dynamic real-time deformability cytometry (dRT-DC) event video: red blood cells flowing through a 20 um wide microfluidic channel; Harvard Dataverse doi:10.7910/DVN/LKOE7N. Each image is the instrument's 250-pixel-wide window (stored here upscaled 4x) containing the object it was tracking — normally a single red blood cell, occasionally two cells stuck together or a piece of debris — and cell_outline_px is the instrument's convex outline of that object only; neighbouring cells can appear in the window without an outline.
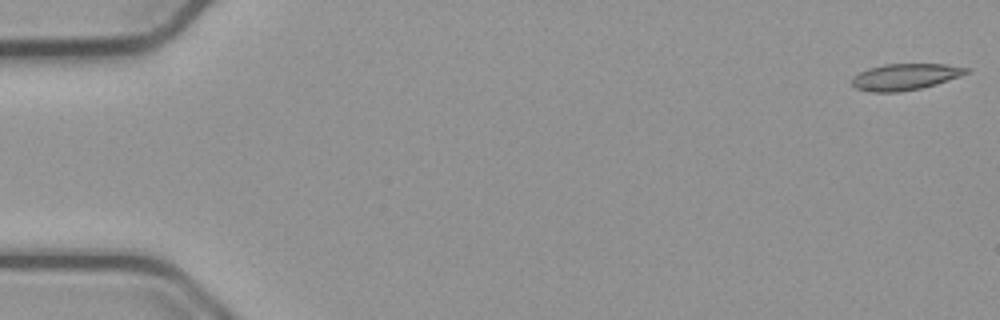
{"species": "common noctule bat (a hibernating species)", "species_latin": "Nyctalus noctula", "temperature_condition": "cold", "stored_images_in_passage": 54, "camera_frame_rate_fps": 3000, "um_per_image_px": 0.085, "animal": {"sex": "male", "body_mass_g": 23.1, "forearm_length_mm": 52.7}, "frame": {"image": 1, "passage_image": 1, "time_ms": 0.0, "image_size_px": [1000, 320], "cell_outline_px": [[972, 68], [968, 72], [960, 76], [936, 84], [920, 88], [900, 92], [872, 92], [856, 88], [852, 84], [852, 80], [860, 72], [868, 68], [884, 64], [948, 64]], "centroid_in_image_um": [76.98, 6.52], "position_along_channel_um": 8.0, "area_um2": 17.51}}
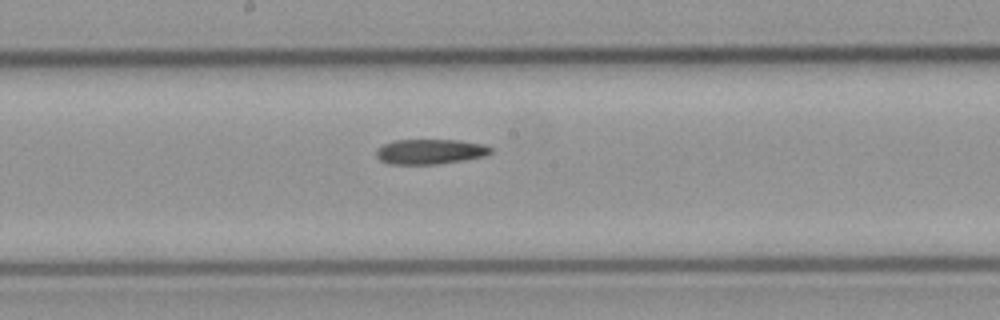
{"frame": {"image": 2, "passage_image": 29, "time_ms": 9.333, "image_size_px": [1000, 320], "cell_outline_px": [[492, 152], [484, 156], [436, 164], [388, 164], [380, 160], [376, 156], [376, 148], [392, 140], [460, 140], [484, 144], [492, 148]], "centroid_in_image_um": [36.52, 12.88], "position_along_channel_um": 211.7, "area_um2": 16.7}}
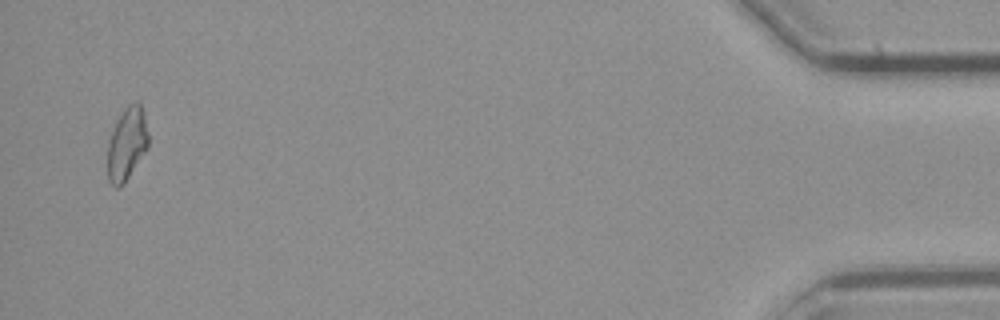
{"frame": {"image": 3, "passage_image": 53, "time_ms": 17.333, "image_size_px": [1000, 320], "cell_outline_px": [[148, 148], [124, 184], [116, 188], [108, 180], [108, 140], [116, 120], [124, 108], [128, 104], [136, 100], [140, 100], [148, 132]], "centroid_in_image_um": [10.79, 12.2], "position_along_channel_um": 424.4, "area_um2": 17.51}}